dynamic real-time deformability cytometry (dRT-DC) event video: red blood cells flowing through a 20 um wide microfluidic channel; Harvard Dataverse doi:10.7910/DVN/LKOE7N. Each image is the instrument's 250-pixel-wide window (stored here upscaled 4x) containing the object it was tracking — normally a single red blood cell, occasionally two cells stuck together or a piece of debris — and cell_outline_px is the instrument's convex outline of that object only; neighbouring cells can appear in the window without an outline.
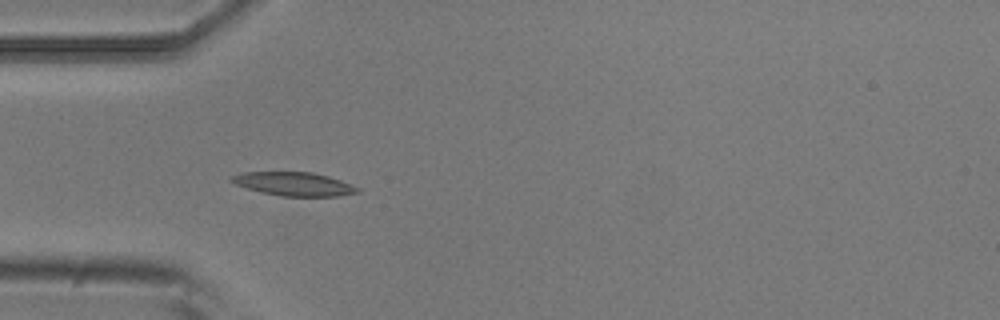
{"species": "common noctule bat (a hibernating species)", "species_latin": "Nyctalus noctula", "temperature_condition": "room temperature", "stored_images_in_passage": 7, "camera_frame_rate_fps": 3000, "um_per_image_px": 0.085, "animal": {"sex": "male", "body_mass_g": 20.5, "forearm_length_mm": 52.5}, "frame": {"image": 1, "passage_image": 1, "time_ms": 0.0, "image_size_px": [1000, 320], "cell_outline_px": [[360, 192], [340, 196], [280, 196], [260, 192], [236, 184], [228, 180], [228, 176], [244, 172], [312, 172], [328, 176], [340, 180], [360, 188]], "centroid_in_image_um": [24.96, 15.63], "position_along_channel_um": 60.0, "area_um2": 17.4}}
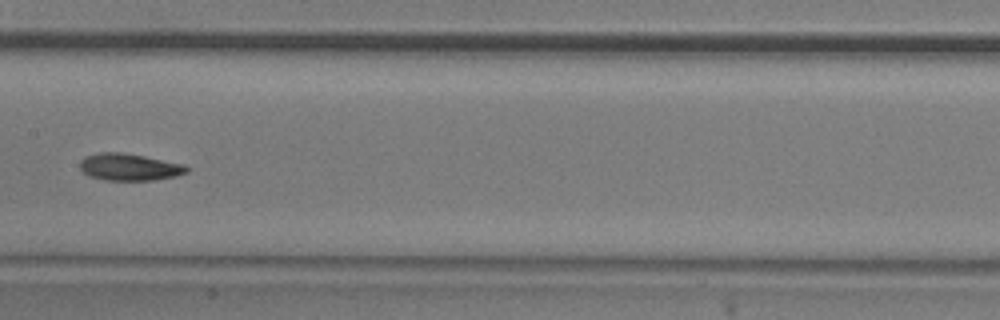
{"frame": {"image": 2, "passage_image": 4, "time_ms": 1.0, "image_size_px": [1000, 320], "cell_outline_px": [[188, 172], [176, 176], [152, 180], [104, 180], [88, 176], [80, 168], [80, 160], [84, 156], [100, 152], [124, 152], [184, 164], [188, 168]], "centroid_in_image_um": [10.97, 14.19], "position_along_channel_um": 196.4, "area_um2": 16.88}}
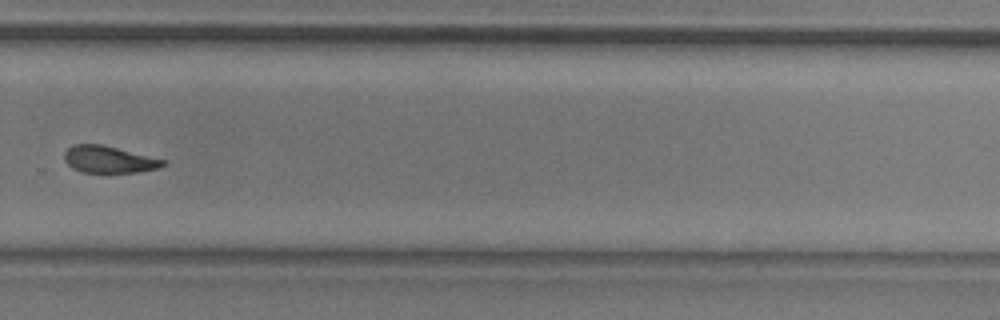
{"frame": {"image": 3, "passage_image": 7, "time_ms": 2.0, "image_size_px": [1000, 320], "cell_outline_px": [[164, 164], [156, 168], [140, 172], [80, 172], [72, 168], [64, 160], [64, 152], [72, 144], [100, 144], [164, 160]], "centroid_in_image_um": [9.16, 13.55], "position_along_channel_um": 320.6, "area_um2": 15.14}}